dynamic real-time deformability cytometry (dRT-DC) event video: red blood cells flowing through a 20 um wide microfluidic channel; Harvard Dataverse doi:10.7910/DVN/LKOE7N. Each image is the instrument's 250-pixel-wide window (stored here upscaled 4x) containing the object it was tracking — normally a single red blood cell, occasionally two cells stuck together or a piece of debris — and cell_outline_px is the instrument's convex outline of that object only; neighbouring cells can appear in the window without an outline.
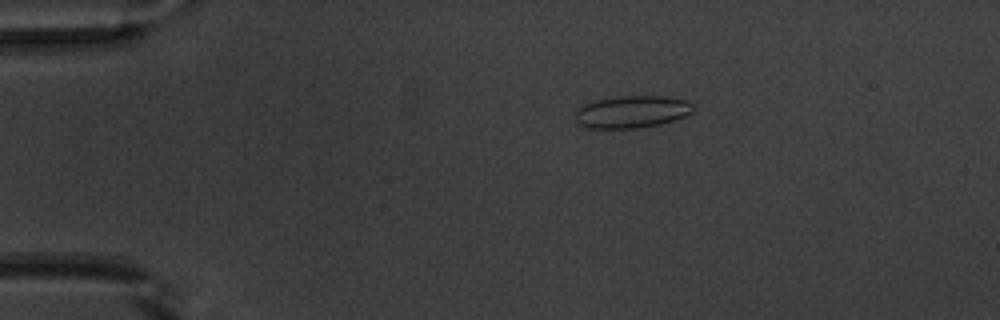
{"species": "common noctule bat (a hibernating species)", "species_latin": "Nyctalus noctula", "temperature_condition": "warm", "stored_images_in_passage": 53, "camera_frame_rate_fps": 3000, "um_per_image_px": 0.085, "animal": {"sex": "male", "body_mass_g": 20.1, "forearm_length_mm": 53.5}, "frame": {"image": 1, "passage_image": 11, "time_ms": 3.333, "image_size_px": [1000, 320], "cell_outline_px": [[692, 112], [676, 120], [660, 124], [636, 128], [584, 128], [576, 124], [576, 108], [580, 104], [596, 100], [616, 96], [664, 96], [684, 100], [692, 104]], "centroid_in_image_um": [53.63, 9.5], "position_along_channel_um": 31.4, "area_um2": 22.37}}
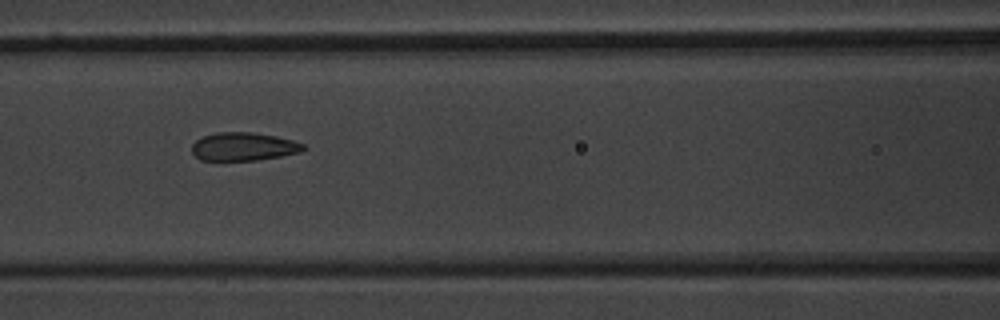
{"frame": {"image": 2, "passage_image": 24, "time_ms": 7.667, "image_size_px": [1000, 320], "cell_outline_px": [[308, 148], [300, 152], [280, 156], [256, 160], [200, 160], [192, 152], [192, 144], [196, 140], [204, 136], [216, 132], [252, 132], [276, 136], [292, 140], [304, 144]], "centroid_in_image_um": [20.71, 12.45], "position_along_channel_um": 145.9, "area_um2": 18.32}}
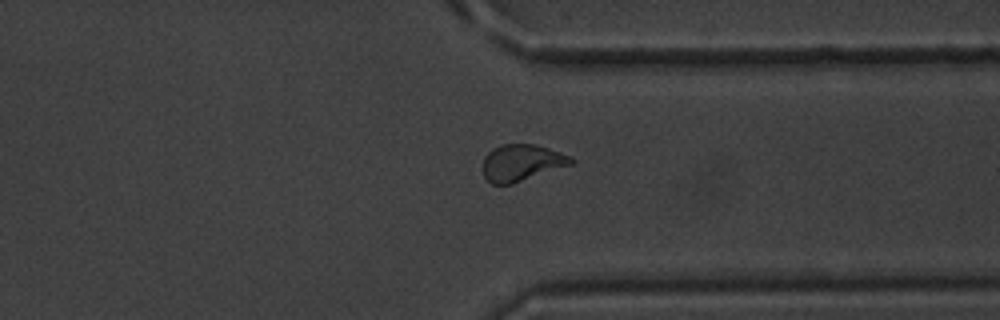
{"frame": {"image": 3, "passage_image": 41, "time_ms": 13.333, "image_size_px": [1000, 320], "cell_outline_px": [[576, 160], [572, 164], [512, 184], [492, 184], [484, 176], [484, 156], [492, 148], [500, 144], [536, 144], [572, 156]], "centroid_in_image_um": [44.35, 13.81], "position_along_channel_um": 367.0, "area_um2": 18.84}, "authors_computed_cell_mechanics": {"area_um2": 19.4208, "velocity_mm_per_s": 3.9198, "shape_relaxation_time_tau1_ms": 5.9599, "shape_relaxation_time_tau2_ms": 0.7259, "deformation_change_tau1": 0.1874, "deformation_change_tau2": 0.073}}